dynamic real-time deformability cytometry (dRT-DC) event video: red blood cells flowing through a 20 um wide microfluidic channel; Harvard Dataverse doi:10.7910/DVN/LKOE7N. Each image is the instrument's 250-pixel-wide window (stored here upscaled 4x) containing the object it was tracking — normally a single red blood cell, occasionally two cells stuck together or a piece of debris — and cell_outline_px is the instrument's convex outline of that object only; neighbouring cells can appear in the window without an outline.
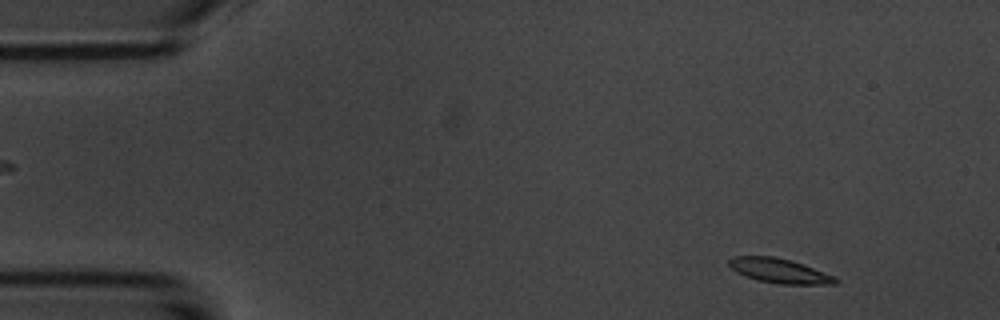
{"species": "common noctule bat (a hibernating species)", "species_latin": "Nyctalus noctula", "temperature_condition": "room temperature", "stored_images_in_passage": 4, "camera_frame_rate_fps": 3000, "um_per_image_px": 0.085, "animal": {"sex": "male", "body_mass_g": 20.1, "forearm_length_mm": 53.5}, "frame": {"image": 1, "passage_image": 1, "time_ms": 0.0, "image_size_px": [1000, 320], "cell_outline_px": [[840, 280], [836, 284], [780, 284], [760, 280], [744, 276], [736, 272], [728, 264], [728, 260], [732, 256], [772, 256], [792, 260], [804, 264], [832, 276]], "centroid_in_image_um": [66.22, 23.01], "position_along_channel_um": 18.8, "area_um2": 15.14}}
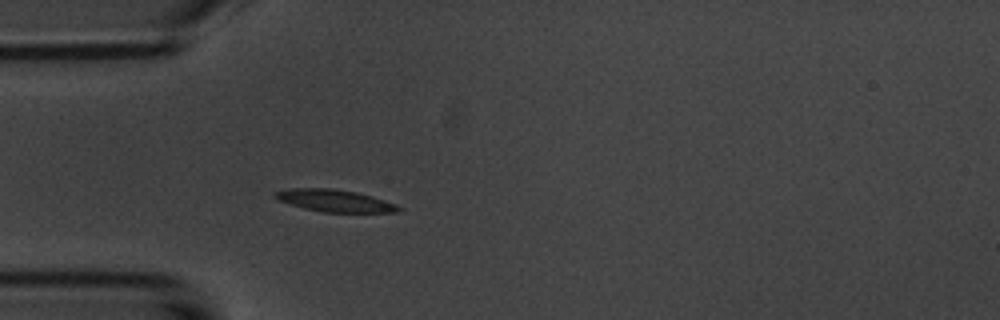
{"frame": {"image": 2, "passage_image": 4, "time_ms": 3.333, "image_size_px": [1000, 320], "cell_outline_px": [[404, 208], [400, 212], [324, 212], [304, 208], [280, 200], [272, 196], [272, 192], [292, 188], [332, 188], [356, 192], [372, 196], [396, 204]], "centroid_in_image_um": [28.48, 17.05], "position_along_channel_um": 56.5, "area_um2": 15.9}}